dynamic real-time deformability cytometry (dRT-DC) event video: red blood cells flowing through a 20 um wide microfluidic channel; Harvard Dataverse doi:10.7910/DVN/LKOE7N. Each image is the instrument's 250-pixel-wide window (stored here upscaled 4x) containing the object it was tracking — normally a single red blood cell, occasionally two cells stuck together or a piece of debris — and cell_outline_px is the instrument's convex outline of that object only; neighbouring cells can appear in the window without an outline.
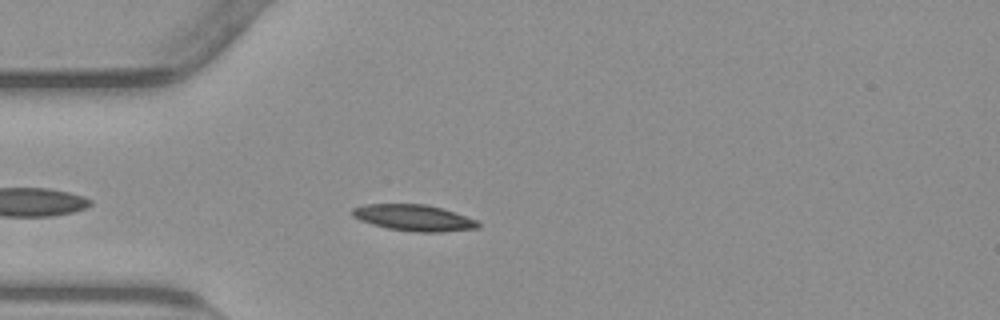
{"species": "common noctule bat (a hibernating species)", "species_latin": "Nyctalus noctula", "temperature_condition": "warm", "stored_images_in_passage": 44, "camera_frame_rate_fps": 3000, "um_per_image_px": 0.085, "animal": {"sex": "male", "body_mass_g": 23.1, "forearm_length_mm": 52.7}, "frame": {"image": 1, "passage_image": 5, "time_ms": 1.333, "image_size_px": [1000, 320], "cell_outline_px": [[480, 228], [440, 232], [416, 232], [388, 228], [372, 224], [360, 220], [352, 216], [352, 208], [364, 204], [424, 204], [440, 208], [476, 220], [480, 224]], "centroid_in_image_um": [35.14, 18.51], "position_along_channel_um": 49.9, "area_um2": 19.02}}
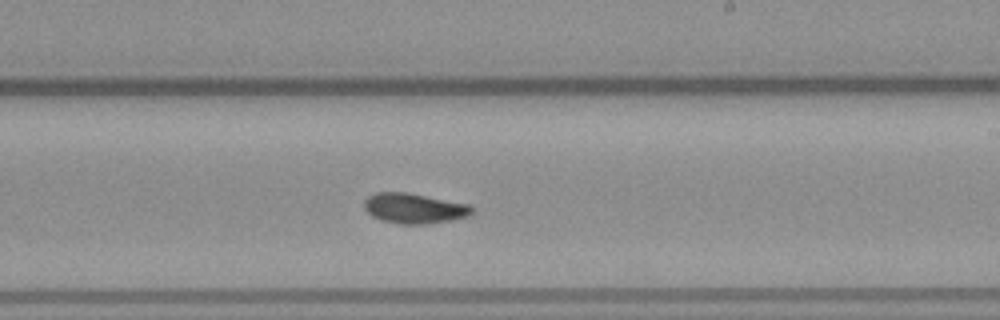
{"frame": {"image": 2, "passage_image": 22, "time_ms": 7.0, "image_size_px": [1000, 320], "cell_outline_px": [[472, 212], [468, 216], [452, 220], [424, 224], [400, 224], [380, 220], [372, 216], [364, 208], [364, 200], [368, 196], [376, 192], [404, 192], [468, 204], [472, 208]], "centroid_in_image_um": [35.16, 17.71], "position_along_channel_um": 253.8, "area_um2": 18.79}}
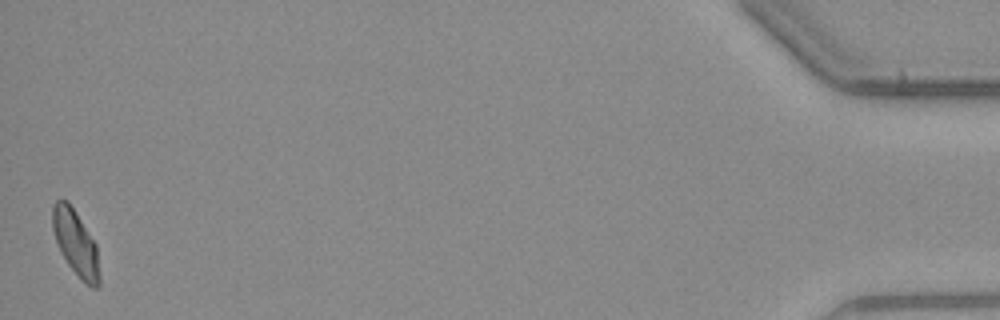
{"frame": {"image": 3, "passage_image": 44, "time_ms": 14.333, "image_size_px": [1000, 320], "cell_outline_px": [[100, 284], [96, 288], [92, 288], [68, 264], [60, 252], [52, 228], [52, 204], [56, 200], [68, 200], [96, 244], [100, 276]], "centroid_in_image_um": [6.42, 20.62], "position_along_channel_um": 428.8, "area_um2": 17.63}, "authors_computed_cell_mechanics": {"area_um2": 18.3804, "velocity_mm_per_s": 3.7766, "shape_relaxation_time_tau1_ms": 9.736, "shape_relaxation_time_tau2_ms": 6.765, "deformation_change_tau1": 0.1935, "deformation_change_tau2": 0.1196}}